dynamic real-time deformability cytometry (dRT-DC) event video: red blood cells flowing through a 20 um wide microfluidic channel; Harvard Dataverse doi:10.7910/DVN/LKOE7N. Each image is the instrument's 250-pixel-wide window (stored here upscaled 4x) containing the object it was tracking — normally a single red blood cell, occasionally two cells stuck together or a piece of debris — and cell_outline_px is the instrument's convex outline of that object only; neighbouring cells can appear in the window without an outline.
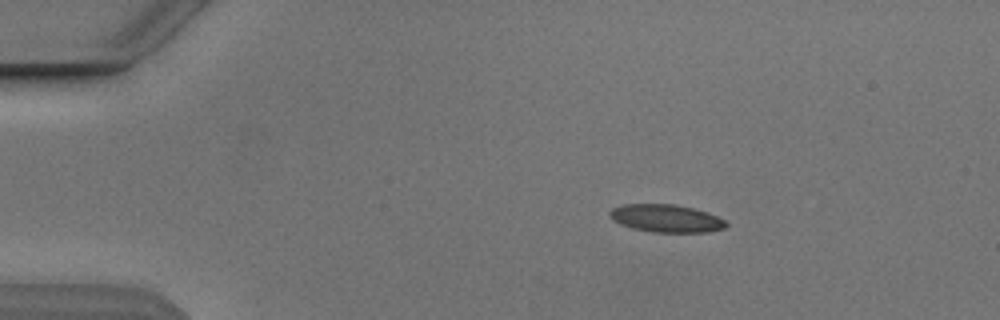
{"species": "Egyptian fruit bat (a non-hibernating species)", "species_latin": "Rousettus aegyptiacus", "temperature_condition": "cold", "stored_images_in_passage": 3, "camera_frame_rate_fps": 3000, "um_per_image_px": 0.085, "animal": {"sex": "male"}, "frame": {"image": 1, "passage_image": 1, "time_ms": 0.0, "image_size_px": [1000, 320], "cell_outline_px": [[728, 224], [724, 228], [708, 232], [652, 232], [632, 228], [620, 224], [608, 216], [608, 212], [612, 208], [624, 204], [676, 204], [708, 212], [724, 220]], "centroid_in_image_um": [56.6, 18.56], "position_along_channel_um": 28.4, "area_um2": 18.84}}